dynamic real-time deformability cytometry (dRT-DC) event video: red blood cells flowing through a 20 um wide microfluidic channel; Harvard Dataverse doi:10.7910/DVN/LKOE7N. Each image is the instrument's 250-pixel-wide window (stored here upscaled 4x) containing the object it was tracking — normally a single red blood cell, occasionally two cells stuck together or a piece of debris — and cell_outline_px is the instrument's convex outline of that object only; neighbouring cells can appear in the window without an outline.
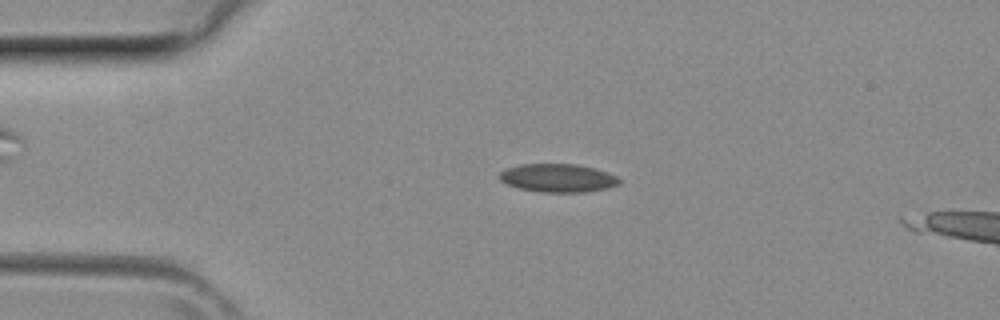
{"species": "common noctule bat (a hibernating species)", "species_latin": "Nyctalus noctula", "temperature_condition": "room temperature", "stored_images_in_passage": 3, "camera_frame_rate_fps": 3000, "um_per_image_px": 0.085, "animal": {"sex": "female", "body_mass_g": 29.2, "forearm_length_mm": 56.3}, "frame": {"image": 1, "passage_image": 2, "time_ms": 0.333, "image_size_px": [1000, 320], "cell_outline_px": [[620, 184], [608, 188], [584, 192], [544, 192], [520, 188], [508, 184], [500, 180], [496, 176], [500, 172], [508, 168], [520, 164], [576, 164], [596, 168], [620, 176]], "centroid_in_image_um": [47.47, 15.12], "position_along_channel_um": 37.5, "area_um2": 19.88}}